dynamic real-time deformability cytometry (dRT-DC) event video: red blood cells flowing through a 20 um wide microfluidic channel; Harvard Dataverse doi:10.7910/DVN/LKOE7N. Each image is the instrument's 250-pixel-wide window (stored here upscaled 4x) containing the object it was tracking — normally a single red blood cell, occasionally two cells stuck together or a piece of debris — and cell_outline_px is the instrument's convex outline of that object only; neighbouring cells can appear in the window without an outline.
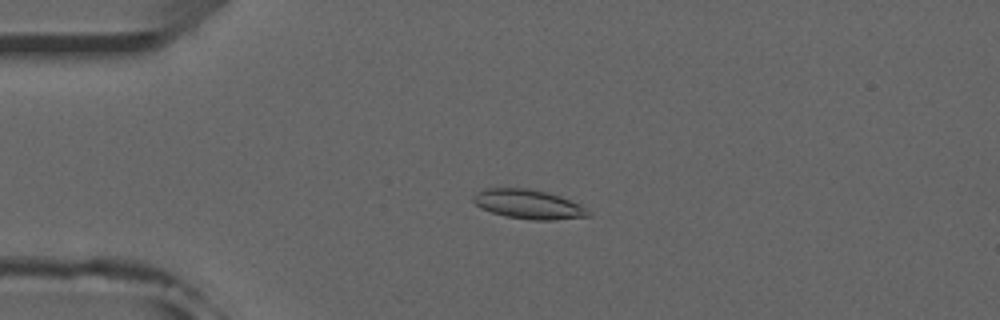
{"species": "common noctule bat (a hibernating species)", "species_latin": "Nyctalus noctula", "temperature_condition": "room temperature", "stored_images_in_passage": 16, "camera_frame_rate_fps": 3000, "um_per_image_px": 0.085, "animal": {"sex": "male", "forearm_length_mm": 52.5}, "frame": {"image": 1, "passage_image": 13, "time_ms": 4.0, "image_size_px": [1000, 320], "cell_outline_px": [[592, 216], [556, 220], [532, 220], [504, 216], [480, 208], [472, 200], [472, 196], [476, 192], [484, 188], [528, 188], [548, 192], [560, 196], [580, 204], [592, 212]], "centroid_in_image_um": [44.93, 17.36], "position_along_channel_um": 40.1, "area_um2": 19.94}}